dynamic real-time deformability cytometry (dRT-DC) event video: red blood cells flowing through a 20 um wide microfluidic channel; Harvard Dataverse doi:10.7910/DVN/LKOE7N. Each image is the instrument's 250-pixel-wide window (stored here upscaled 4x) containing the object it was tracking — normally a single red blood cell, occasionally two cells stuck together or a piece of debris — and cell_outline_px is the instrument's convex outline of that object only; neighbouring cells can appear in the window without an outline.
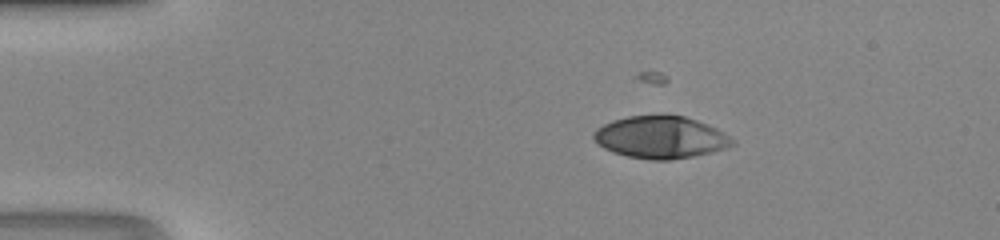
{"species": "human", "species_latin": "Homo sapiens", "temperature_condition": "room temperature", "stored_images_in_passage": 39, "camera_frame_rate_fps": 3000, "um_per_image_px": 0.085, "donor": {"sex": "male"}, "frame": {"image": 1, "passage_image": 1, "time_ms": 0.0, "image_size_px": [1000, 240], "cell_outline_px": [[736, 144], [728, 148], [692, 156], [668, 160], [652, 160], [628, 156], [612, 152], [604, 148], [592, 136], [592, 132], [596, 128], [612, 120], [628, 116], [684, 116], [708, 124], [716, 128], [736, 140]], "centroid_in_image_um": [56.17, 11.67], "position_along_channel_um": 28.8, "area_um2": 33.93}}
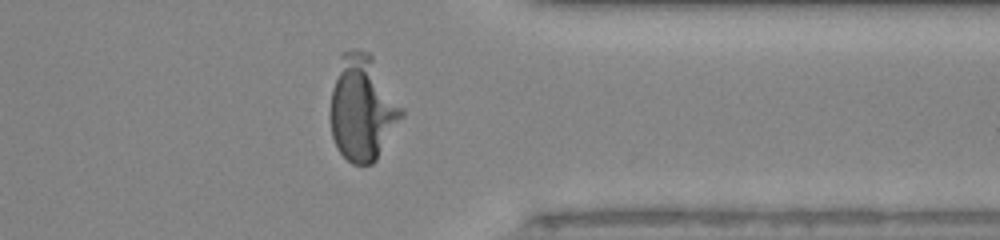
{"frame": {"image": 2, "passage_image": 30, "time_ms": 9.667, "image_size_px": [1000, 240], "cell_outline_px": [[404, 116], [376, 160], [372, 164], [352, 164], [336, 148], [332, 136], [328, 116], [328, 112], [332, 88], [340, 52], [352, 48], [360, 48], [368, 52], [372, 56], [404, 108]], "centroid_in_image_um": [30.78, 9.17], "position_along_channel_um": 380.6, "area_um2": 44.62}}
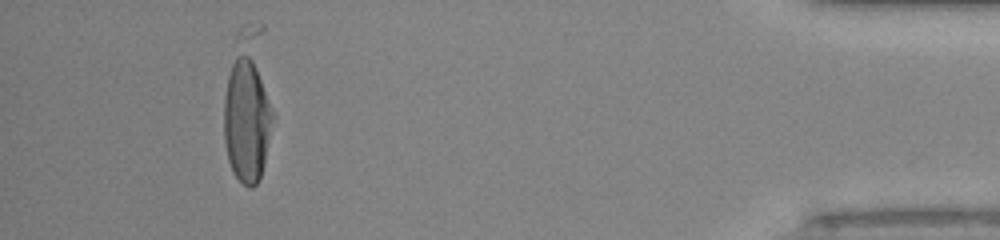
{"frame": {"image": 3, "passage_image": 36, "time_ms": 11.667, "image_size_px": [1000, 240], "cell_outline_px": [[276, 116], [260, 180], [252, 188], [248, 188], [232, 172], [228, 160], [224, 140], [224, 100], [228, 76], [232, 64], [236, 56], [248, 56], [252, 60], [256, 68]], "centroid_in_image_um": [20.99, 10.32], "position_along_channel_um": 414.2, "area_um2": 35.14}}